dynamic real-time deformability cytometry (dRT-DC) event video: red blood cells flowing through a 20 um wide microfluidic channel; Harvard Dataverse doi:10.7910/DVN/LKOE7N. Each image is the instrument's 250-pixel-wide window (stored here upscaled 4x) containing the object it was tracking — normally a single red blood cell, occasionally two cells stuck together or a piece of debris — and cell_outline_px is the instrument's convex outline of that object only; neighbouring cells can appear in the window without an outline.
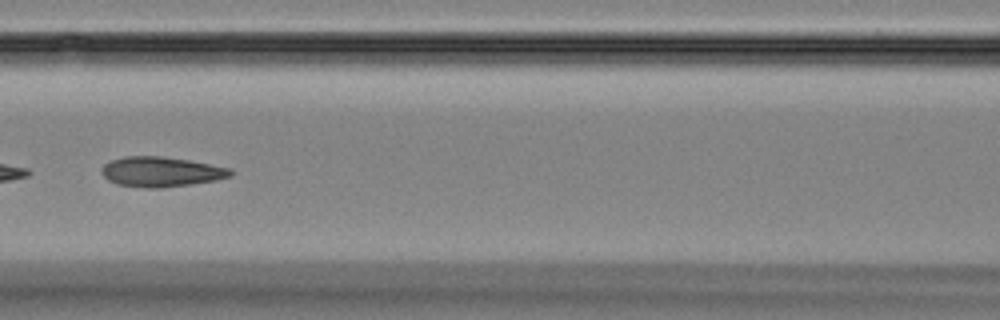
{"species": "Egyptian fruit bat (a non-hibernating species)", "species_latin": "Rousettus aegyptiacus", "temperature_condition": "room temperature", "stored_images_in_passage": 42, "camera_frame_rate_fps": 3000, "um_per_image_px": 0.085, "animal": {"sex": "female"}, "frame": {"image": 1, "passage_image": 24, "time_ms": 7.667, "image_size_px": [1000, 320], "cell_outline_px": [[236, 172], [232, 176], [216, 180], [160, 188], [144, 188], [116, 184], [108, 180], [100, 172], [104, 164], [112, 160], [124, 156], [160, 156], [188, 160], [232, 168]], "centroid_in_image_um": [13.71, 14.6], "position_along_channel_um": 152.9, "area_um2": 22.6}}